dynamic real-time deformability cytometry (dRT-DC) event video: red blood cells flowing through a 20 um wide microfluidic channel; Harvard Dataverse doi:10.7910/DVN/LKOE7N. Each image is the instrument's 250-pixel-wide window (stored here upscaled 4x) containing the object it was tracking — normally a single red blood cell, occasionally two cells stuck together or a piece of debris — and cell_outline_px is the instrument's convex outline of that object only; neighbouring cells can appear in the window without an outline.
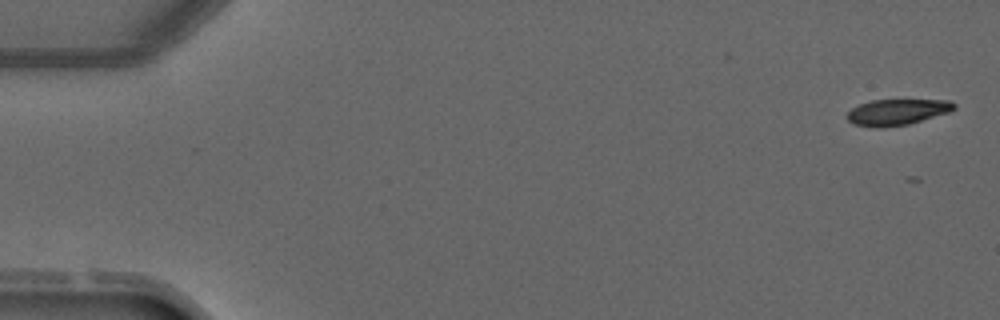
{"species": "common noctule bat (a hibernating species)", "species_latin": "Nyctalus noctula", "temperature_condition": "warm", "stored_images_in_passage": 4, "camera_frame_rate_fps": 3000, "um_per_image_px": 0.085, "animal": {"sex": "male", "forearm_length_mm": 52.5}, "frame": {"image": 1, "passage_image": 1, "time_ms": 0.0, "image_size_px": [1000, 320], "cell_outline_px": [[956, 108], [948, 112], [908, 124], [876, 128], [856, 124], [848, 120], [844, 116], [852, 108], [860, 104], [872, 100], [948, 100], [956, 104]], "centroid_in_image_um": [76.23, 9.52], "position_along_channel_um": 8.8, "area_um2": 16.01}}
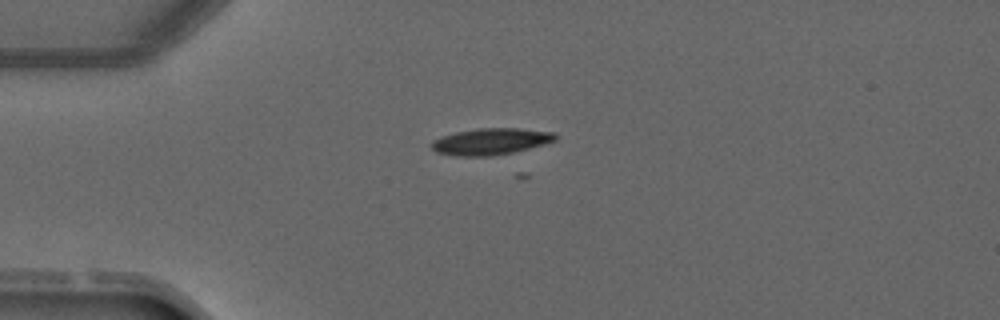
{"frame": {"image": 2, "passage_image": 4, "time_ms": 3.333, "image_size_px": [1000, 320], "cell_outline_px": [[556, 140], [544, 144], [516, 152], [492, 156], [456, 156], [436, 152], [432, 148], [432, 140], [456, 132], [480, 128], [516, 128], [556, 132]], "centroid_in_image_um": [41.74, 12.03], "position_along_channel_um": 43.3, "area_um2": 19.13}}